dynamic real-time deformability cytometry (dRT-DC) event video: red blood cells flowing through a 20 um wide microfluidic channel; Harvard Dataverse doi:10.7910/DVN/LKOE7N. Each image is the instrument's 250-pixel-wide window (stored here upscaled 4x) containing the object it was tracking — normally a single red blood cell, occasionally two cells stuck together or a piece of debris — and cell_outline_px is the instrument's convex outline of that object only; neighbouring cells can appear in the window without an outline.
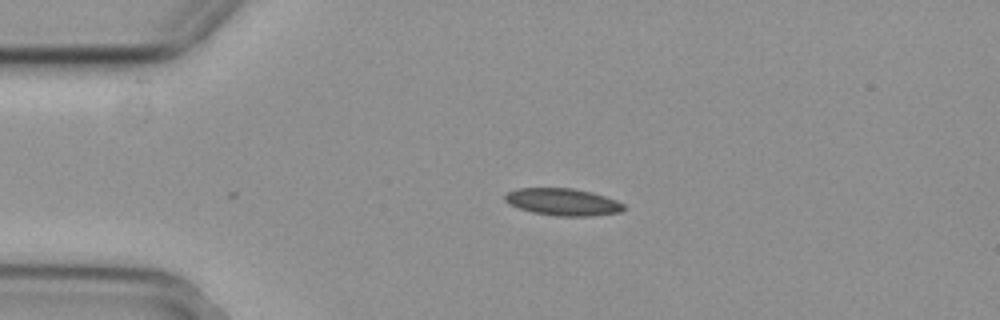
{"species": "common noctule bat (a hibernating species)", "species_latin": "Nyctalus noctula", "temperature_condition": "cold", "stored_images_in_passage": 44, "camera_frame_rate_fps": 3000, "um_per_image_px": 0.085, "animal": {"sex": "female", "body_mass_g": 29.2, "forearm_length_mm": 56.3}, "frame": {"image": 1, "passage_image": 1, "time_ms": 0.0, "image_size_px": [1000, 320], "cell_outline_px": [[624, 208], [620, 212], [592, 216], [556, 216], [532, 212], [508, 204], [504, 200], [504, 196], [508, 192], [516, 188], [572, 188], [592, 192], [616, 200], [624, 204]], "centroid_in_image_um": [47.82, 17.16], "position_along_channel_um": 37.2, "area_um2": 18.79}}
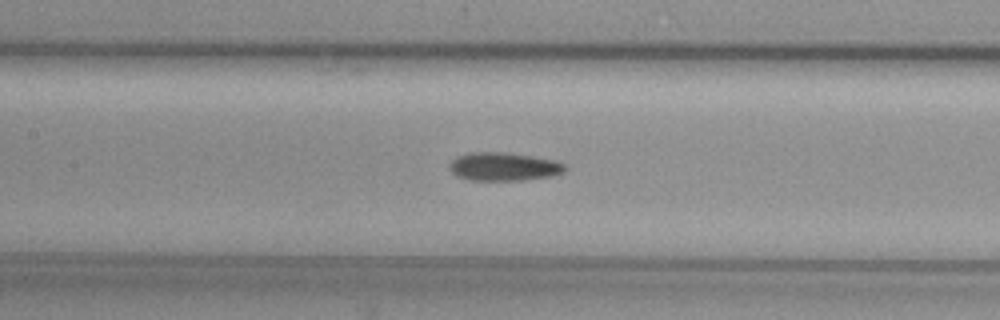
{"frame": {"image": 2, "passage_image": 14, "time_ms": 4.333, "image_size_px": [1000, 320], "cell_outline_px": [[568, 168], [564, 172], [552, 176], [524, 180], [468, 180], [456, 176], [448, 168], [448, 164], [452, 160], [468, 152], [504, 152], [532, 156], [556, 160], [564, 164]], "centroid_in_image_um": [42.82, 14.16], "position_along_channel_um": 164.6, "area_um2": 19.25}}
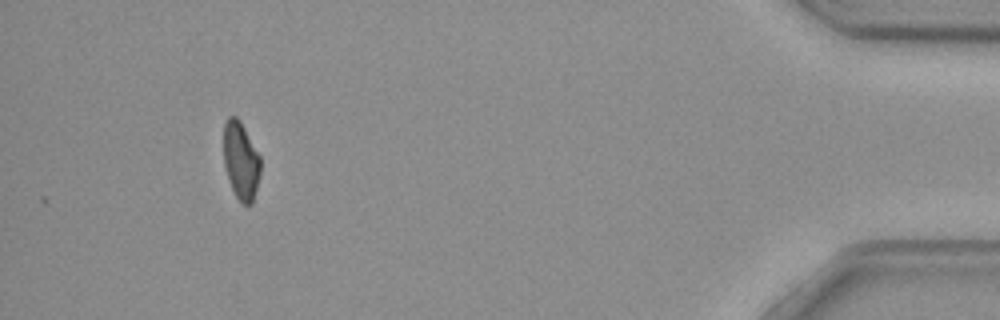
{"frame": {"image": 3, "passage_image": 40, "time_ms": 13.0, "image_size_px": [1000, 320], "cell_outline_px": [[260, 172], [252, 204], [244, 204], [236, 196], [228, 180], [224, 164], [224, 124], [228, 116], [236, 116], [240, 120], [260, 156]], "centroid_in_image_um": [20.46, 13.63], "position_along_channel_um": 414.7, "area_um2": 16.53}}